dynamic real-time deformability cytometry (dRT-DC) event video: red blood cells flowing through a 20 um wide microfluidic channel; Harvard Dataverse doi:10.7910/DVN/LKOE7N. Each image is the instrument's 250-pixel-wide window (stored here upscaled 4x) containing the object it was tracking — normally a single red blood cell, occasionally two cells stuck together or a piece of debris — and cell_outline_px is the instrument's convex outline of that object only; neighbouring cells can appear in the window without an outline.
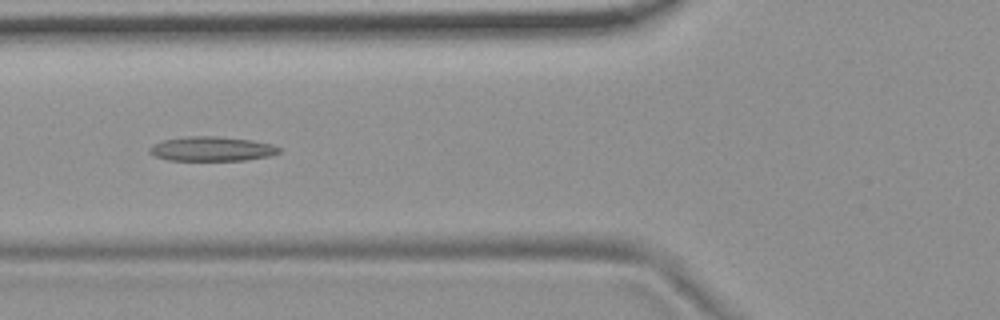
{"species": "common noctule bat (a hibernating species)", "species_latin": "Nyctalus noctula", "temperature_condition": "room temperature", "stored_images_in_passage": 9, "camera_frame_rate_fps": 3000, "um_per_image_px": 0.085, "animal": {"sex": "female", "body_mass_g": 19.9}, "frame": {"image": 1, "passage_image": 4, "time_ms": 1.0, "image_size_px": [1000, 320], "cell_outline_px": [[280, 152], [268, 156], [244, 160], [168, 160], [156, 156], [148, 152], [148, 148], [152, 144], [164, 140], [188, 136], [212, 136], [252, 140], [272, 144], [280, 148]], "centroid_in_image_um": [17.97, 12.65], "position_along_channel_um": 107.8, "area_um2": 18.32}}
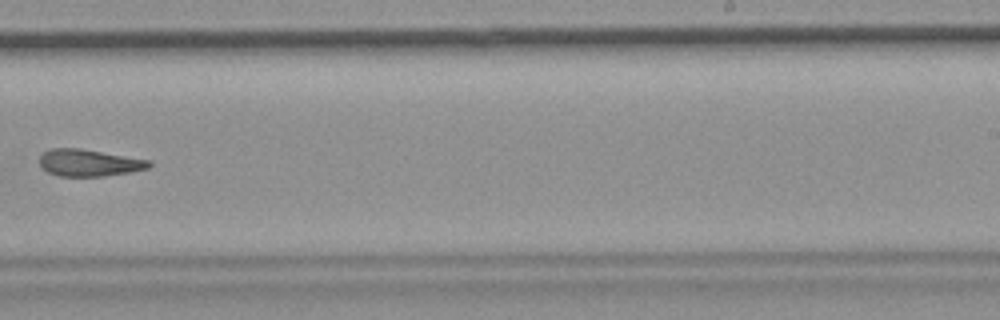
{"frame": {"image": 2, "passage_image": 8, "time_ms": 2.333, "image_size_px": [1000, 320], "cell_outline_px": [[152, 164], [148, 168], [128, 172], [104, 176], [60, 176], [48, 172], [40, 164], [40, 156], [44, 152], [52, 148], [80, 148], [152, 160]], "centroid_in_image_um": [7.59, 13.83], "position_along_channel_um": 281.4, "area_um2": 17.11}}